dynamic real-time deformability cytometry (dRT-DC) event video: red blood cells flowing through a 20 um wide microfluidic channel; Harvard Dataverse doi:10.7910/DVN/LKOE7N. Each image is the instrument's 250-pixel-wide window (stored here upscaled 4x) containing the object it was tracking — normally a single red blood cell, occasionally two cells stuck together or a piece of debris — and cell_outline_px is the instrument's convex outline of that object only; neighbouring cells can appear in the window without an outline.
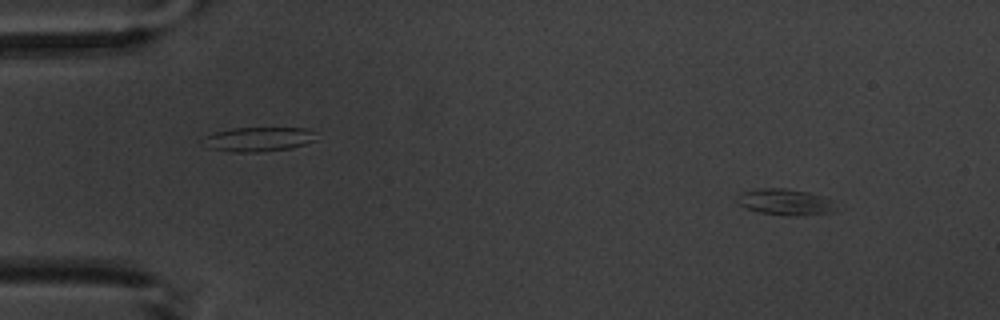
{"species": "common noctule bat (a hibernating species)", "species_latin": "Nyctalus noctula", "temperature_condition": "warm", "stored_images_in_passage": 3, "camera_frame_rate_fps": 3000, "um_per_image_px": 0.085, "animal": {"sex": "male", "body_mass_g": 20.1, "forearm_length_mm": 53.5}, "frame": {"image": 1, "passage_image": 1, "time_ms": 0.0, "image_size_px": [1000, 320], "cell_outline_px": [[832, 212], [796, 216], [760, 212], [748, 208], [740, 204], [736, 200], [736, 196], [740, 192], [760, 188], [784, 188], [808, 192], [820, 196], [828, 200]], "centroid_in_image_um": [66.61, 17.15], "position_along_channel_um": 18.4, "area_um2": 14.45}}
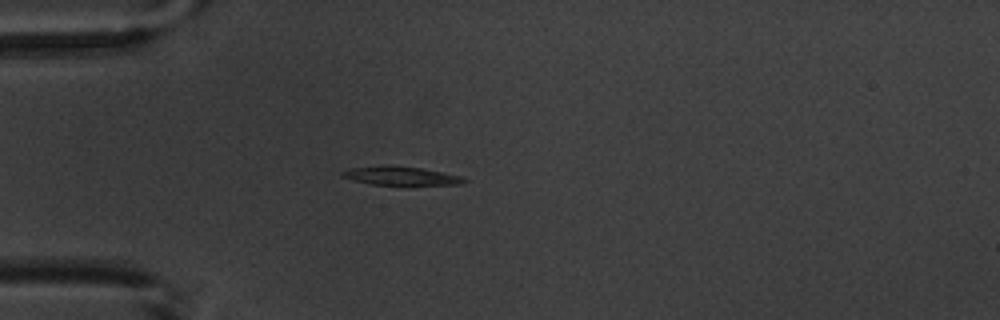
{"frame": {"image": 2, "passage_image": 3, "time_ms": 3.333, "image_size_px": [1000, 320], "cell_outline_px": [[468, 180], [460, 184], [404, 188], [372, 184], [340, 176], [340, 172], [352, 168], [388, 164], [392, 164], [420, 168], [444, 172], [460, 176]], "centroid_in_image_um": [34.14, 14.99], "position_along_channel_um": 50.9, "area_um2": 14.28}}